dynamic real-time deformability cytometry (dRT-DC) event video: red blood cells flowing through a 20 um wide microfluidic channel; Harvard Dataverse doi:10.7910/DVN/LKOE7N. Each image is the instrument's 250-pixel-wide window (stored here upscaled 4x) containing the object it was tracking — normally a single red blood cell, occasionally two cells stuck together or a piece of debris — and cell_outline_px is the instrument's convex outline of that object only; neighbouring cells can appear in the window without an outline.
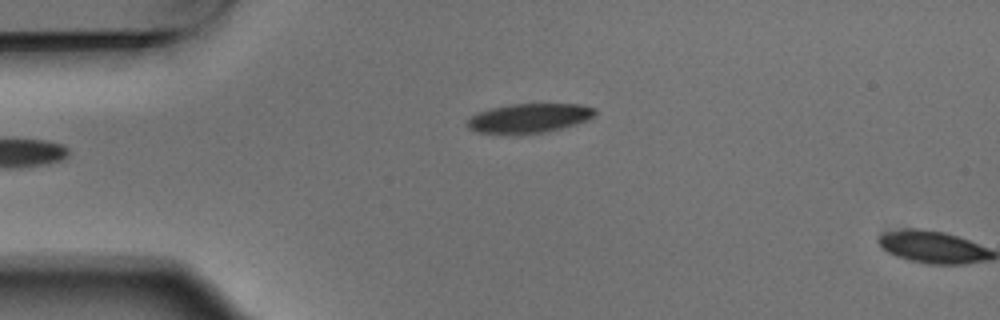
{"species": "Egyptian fruit bat (a non-hibernating species)", "species_latin": "Rousettus aegyptiacus", "temperature_condition": "warm", "stored_images_in_passage": 4, "camera_frame_rate_fps": 3000, "um_per_image_px": 0.085, "animal": {"sex": "male"}, "frame": {"image": 1, "passage_image": 4, "time_ms": 1.0, "image_size_px": [1000, 320], "cell_outline_px": [[596, 112], [592, 116], [584, 120], [560, 128], [540, 132], [480, 132], [468, 128], [464, 124], [476, 112], [492, 108], [512, 104], [580, 104], [596, 108]], "centroid_in_image_um": [44.95, 10.0], "position_along_channel_um": 40.1, "area_um2": 20.92}}